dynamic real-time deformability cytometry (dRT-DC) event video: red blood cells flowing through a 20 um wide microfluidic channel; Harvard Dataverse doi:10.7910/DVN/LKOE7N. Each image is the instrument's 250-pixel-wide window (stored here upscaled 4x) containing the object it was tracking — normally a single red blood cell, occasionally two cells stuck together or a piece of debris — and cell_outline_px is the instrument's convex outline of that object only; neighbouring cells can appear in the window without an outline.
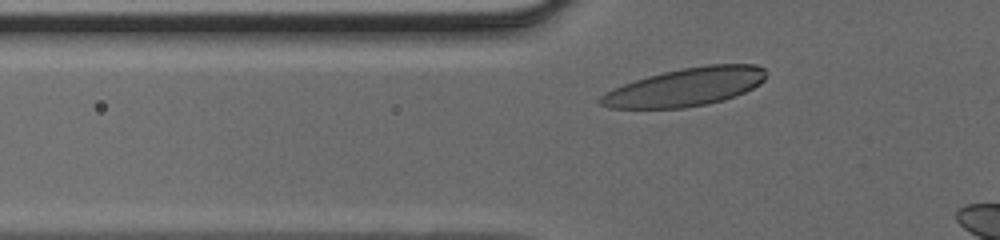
{"species": "human", "species_latin": "Homo sapiens", "temperature_condition": "cold", "stored_images_in_passage": 7, "camera_frame_rate_fps": 3000, "um_per_image_px": 0.085, "donor": {"sex": "male"}, "frame": {"image": 1, "passage_image": 4, "time_ms": 1.0, "image_size_px": [1000, 240], "cell_outline_px": [[768, 76], [760, 84], [744, 92], [724, 100], [684, 108], [608, 108], [600, 104], [596, 100], [604, 92], [612, 88], [648, 76], [664, 72], [684, 68], [708, 64], [756, 64], [764, 68]], "centroid_in_image_um": [58.26, 7.4], "position_along_channel_um": 67.5, "area_um2": 36.82}}